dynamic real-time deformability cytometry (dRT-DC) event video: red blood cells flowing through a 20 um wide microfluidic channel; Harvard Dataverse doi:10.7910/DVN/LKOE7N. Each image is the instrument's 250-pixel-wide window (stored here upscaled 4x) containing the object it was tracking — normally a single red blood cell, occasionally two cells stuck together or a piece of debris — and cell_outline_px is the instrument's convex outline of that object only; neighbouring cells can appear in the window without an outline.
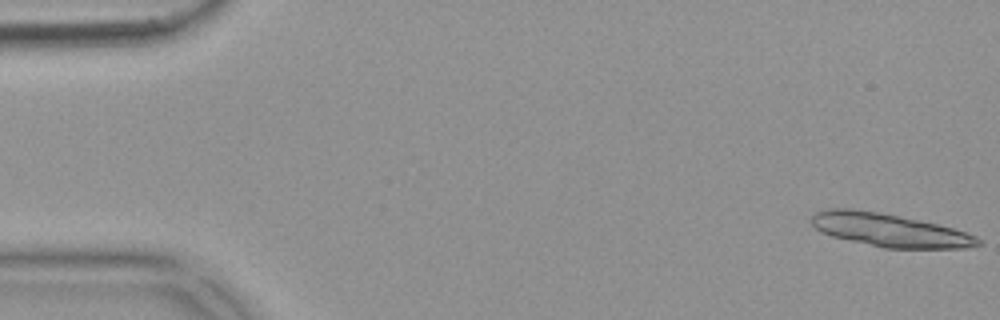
{"species": "common noctule bat (a hibernating species)", "species_latin": "Nyctalus noctula", "temperature_condition": "warm", "stored_images_in_passage": 15, "camera_frame_rate_fps": 3000, "um_per_image_px": 0.085, "animal": {"sex": "female", "body_mass_g": 18.4}, "frame": {"image": 1, "passage_image": 1, "time_ms": 0.0, "image_size_px": [1000, 320], "cell_outline_px": [[984, 244], [968, 248], [884, 248], [832, 236], [820, 232], [812, 224], [812, 216], [816, 212], [828, 208], [852, 208], [876, 212], [920, 220], [952, 228], [976, 236], [984, 240]], "centroid_in_image_um": [75.63, 19.57], "position_along_channel_um": 9.4, "area_um2": 32.02}}